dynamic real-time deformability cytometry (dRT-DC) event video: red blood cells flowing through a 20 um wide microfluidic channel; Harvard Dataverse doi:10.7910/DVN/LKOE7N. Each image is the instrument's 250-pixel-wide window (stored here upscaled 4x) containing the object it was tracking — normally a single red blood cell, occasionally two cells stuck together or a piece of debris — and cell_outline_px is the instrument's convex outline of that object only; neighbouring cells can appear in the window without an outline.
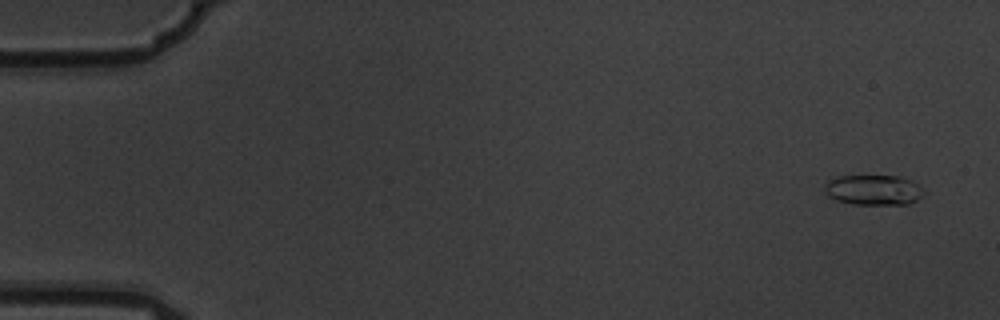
{"species": "common noctule bat (a hibernating species)", "species_latin": "Nyctalus noctula", "temperature_condition": "warm", "stored_images_in_passage": 6, "segment_of_instrument_passage": [2, 2], "camera_frame_rate_fps": 3000, "um_per_image_px": 0.085, "animal": {"sex": "male", "body_mass_g": 19.5, "forearm_length_mm": 54.6}, "frame": {"image": 1, "passage_image": 6, "time_ms": 1.667, "image_size_px": [1000, 320], "cell_outline_px": [[924, 192], [916, 200], [908, 204], [852, 204], [836, 200], [828, 196], [824, 192], [824, 184], [828, 180], [840, 176], [900, 176], [916, 184]], "centroid_in_image_um": [74.17, 16.15], "position_along_channel_um": 10.8, "area_um2": 17.28}}